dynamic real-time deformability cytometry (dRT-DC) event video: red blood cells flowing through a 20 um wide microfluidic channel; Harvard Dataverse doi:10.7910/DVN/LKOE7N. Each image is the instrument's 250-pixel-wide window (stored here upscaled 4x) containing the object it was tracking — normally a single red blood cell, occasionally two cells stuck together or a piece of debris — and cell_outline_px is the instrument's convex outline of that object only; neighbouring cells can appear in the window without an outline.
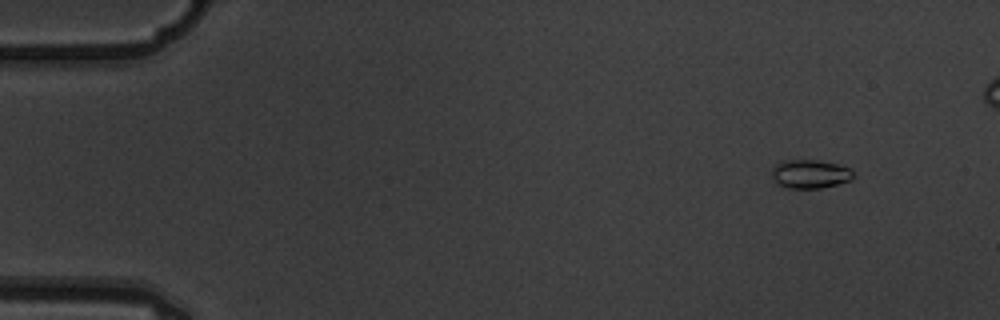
{"species": "common noctule bat (a hibernating species)", "species_latin": "Nyctalus noctula", "temperature_condition": "warm", "stored_images_in_passage": 6, "camera_frame_rate_fps": 3000, "um_per_image_px": 0.085, "animal": {"sex": "male", "body_mass_g": 19.5, "forearm_length_mm": 54.6}, "frame": {"image": 1, "passage_image": 2, "time_ms": 0.333, "image_size_px": [1000, 320], "cell_outline_px": [[856, 176], [852, 180], [820, 188], [788, 188], [776, 184], [772, 176], [772, 168], [780, 160], [820, 160], [852, 168]], "centroid_in_image_um": [68.87, 14.78], "position_along_channel_um": 16.1, "area_um2": 13.87}}